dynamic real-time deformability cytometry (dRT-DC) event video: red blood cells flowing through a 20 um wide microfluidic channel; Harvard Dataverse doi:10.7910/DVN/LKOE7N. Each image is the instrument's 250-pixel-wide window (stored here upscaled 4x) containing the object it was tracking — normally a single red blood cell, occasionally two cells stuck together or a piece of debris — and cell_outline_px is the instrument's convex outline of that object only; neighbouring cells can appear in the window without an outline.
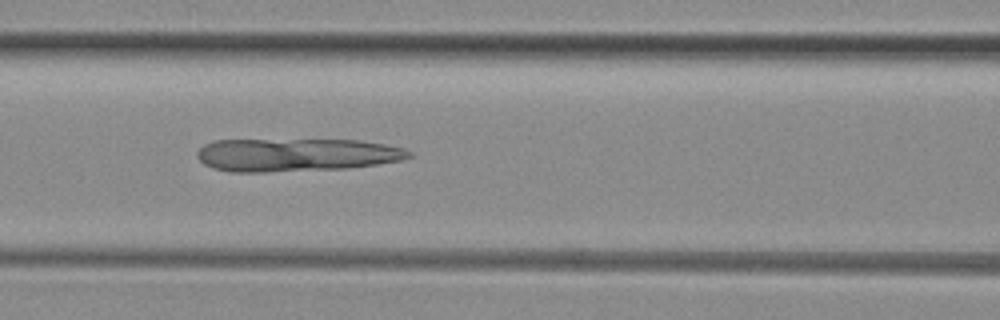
{"species": "common noctule bat (a hibernating species)", "species_latin": "Nyctalus noctula", "temperature_condition": "room temperature", "stored_images_in_passage": 15, "camera_frame_rate_fps": 3000, "um_per_image_px": 0.085, "animal": {"sex": "female", "body_mass_g": 29.2, "forearm_length_mm": 56.3}, "frame": {"image": 1, "passage_image": 8, "time_ms": 2.333, "image_size_px": [1000, 320], "cell_outline_px": [[412, 156], [400, 160], [376, 164], [348, 168], [264, 172], [228, 172], [212, 168], [204, 164], [196, 156], [196, 152], [204, 144], [212, 140], [360, 140], [384, 144], [404, 148], [412, 152]], "centroid_in_image_um": [25.13, 13.16], "position_along_channel_um": 141.5, "area_um2": 40.92}}
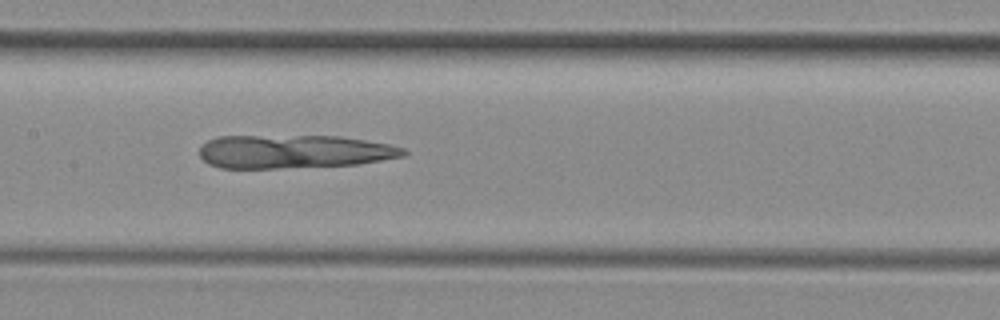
{"frame": {"image": 2, "passage_image": 11, "time_ms": 3.333, "image_size_px": [1000, 320], "cell_outline_px": [[408, 152], [404, 156], [356, 164], [276, 168], [220, 168], [208, 164], [200, 156], [200, 148], [208, 140], [220, 136], [340, 136], [388, 144], [404, 148]], "centroid_in_image_um": [24.96, 12.88], "position_along_channel_um": 182.4, "area_um2": 39.54}}